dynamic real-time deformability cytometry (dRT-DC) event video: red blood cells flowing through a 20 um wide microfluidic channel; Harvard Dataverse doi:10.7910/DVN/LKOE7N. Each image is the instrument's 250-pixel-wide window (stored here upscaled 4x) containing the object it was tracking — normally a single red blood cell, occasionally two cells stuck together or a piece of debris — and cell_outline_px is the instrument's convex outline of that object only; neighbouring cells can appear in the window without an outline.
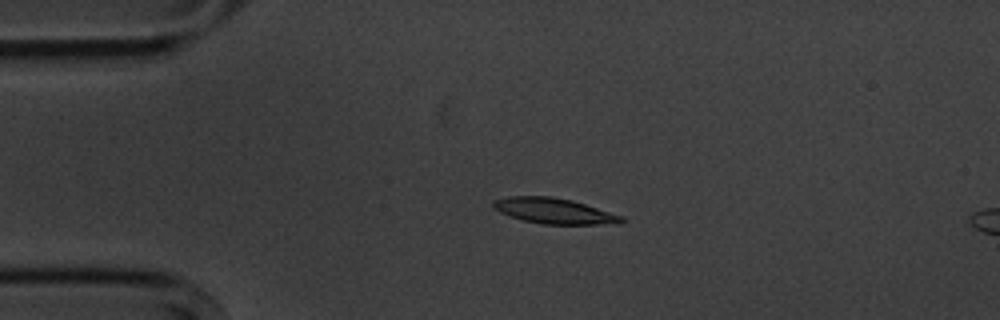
{"species": "common noctule bat (a hibernating species)", "species_latin": "Nyctalus noctula", "temperature_condition": "cold", "stored_images_in_passage": 5, "camera_frame_rate_fps": 3000, "um_per_image_px": 0.085, "animal": {"sex": "male", "body_mass_g": 20.1, "forearm_length_mm": 53.5}, "frame": {"image": 1, "passage_image": 3, "time_ms": 3.0, "image_size_px": [1000, 320], "cell_outline_px": [[624, 220], [620, 224], [544, 224], [524, 220], [508, 216], [492, 208], [492, 200], [508, 196], [552, 196], [572, 200], [624, 216]], "centroid_in_image_um": [47.08, 17.92], "position_along_channel_um": 37.9, "area_um2": 19.25}}